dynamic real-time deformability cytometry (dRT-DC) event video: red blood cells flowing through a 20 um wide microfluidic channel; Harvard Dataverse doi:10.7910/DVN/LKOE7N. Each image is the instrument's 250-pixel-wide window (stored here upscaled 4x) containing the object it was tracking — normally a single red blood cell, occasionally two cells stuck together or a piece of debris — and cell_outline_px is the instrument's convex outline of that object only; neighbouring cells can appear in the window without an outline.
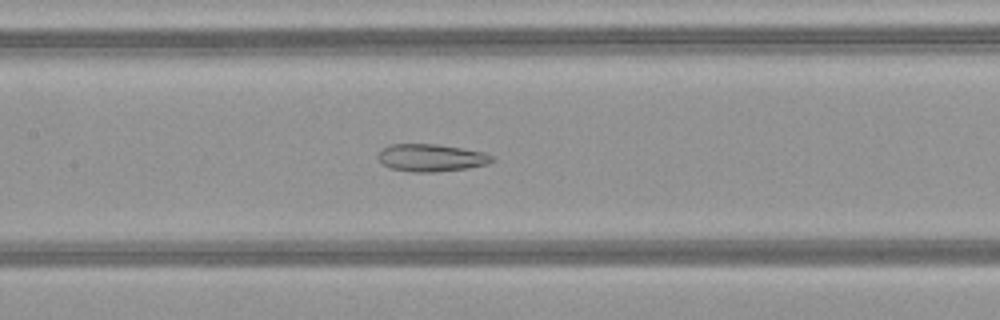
{"species": "common noctule bat (a hibernating species)", "species_latin": "Nyctalus noctula", "temperature_condition": "warm", "stored_images_in_passage": 45, "camera_frame_rate_fps": 3000, "um_per_image_px": 0.085, "animal": {"sex": "female", "body_mass_g": 21.9}, "frame": {"image": 1, "passage_image": 19, "time_ms": 6.0, "image_size_px": [1000, 320], "cell_outline_px": [[496, 160], [488, 164], [468, 168], [436, 172], [412, 172], [392, 168], [380, 164], [376, 156], [380, 148], [388, 144], [436, 144], [484, 152], [492, 156]], "centroid_in_image_um": [36.6, 13.41], "position_along_channel_um": 170.8, "area_um2": 18.5}}
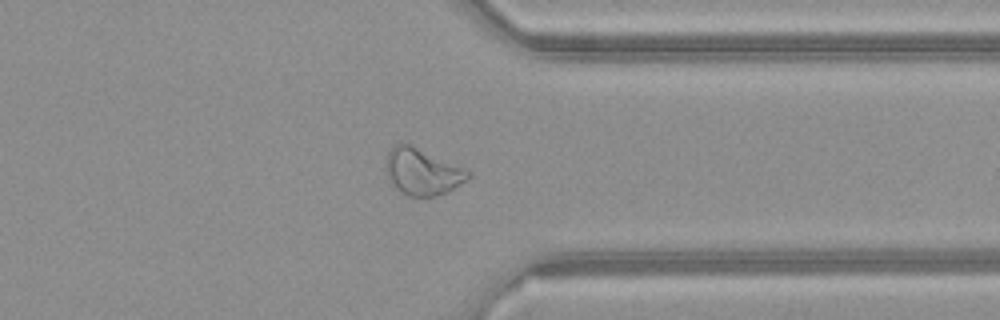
{"frame": {"image": 2, "passage_image": 34, "time_ms": 11.0, "image_size_px": [1000, 320], "cell_outline_px": [[472, 176], [468, 180], [448, 192], [436, 196], [408, 196], [396, 188], [392, 184], [384, 168], [388, 152], [400, 140], [464, 168], [472, 172]], "centroid_in_image_um": [35.9, 14.6], "position_along_channel_um": 375.5, "area_um2": 22.37}}
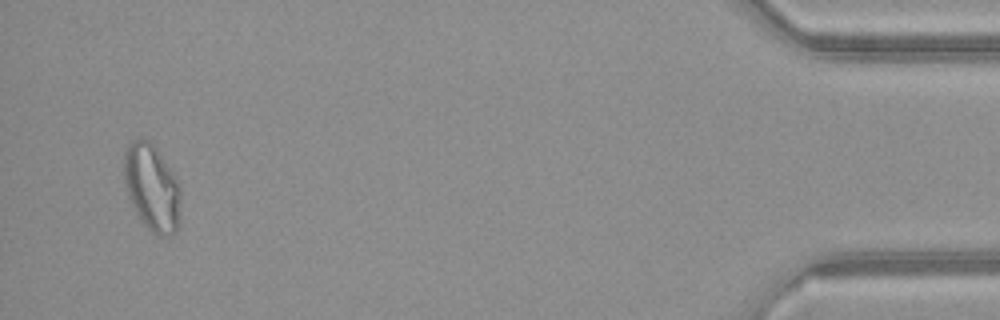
{"frame": {"image": 3, "passage_image": 43, "time_ms": 14.0, "image_size_px": [1000, 320], "cell_outline_px": [[180, 224], [176, 232], [168, 236], [156, 236], [140, 220], [128, 196], [124, 184], [124, 148], [132, 140], [140, 136], [152, 140], [180, 184]], "centroid_in_image_um": [12.91, 15.91], "position_along_channel_um": 422.3, "area_um2": 29.42}, "authors_computed_cell_mechanics": {"area_um2": 24.1026, "velocity_mm_per_s": 4.1612, "shape_relaxation_time_tau1_ms": null, "shape_relaxation_time_tau2_ms": 2.6359, "deformation_change_tau1": null, "deformation_change_tau2": 0.1105}}